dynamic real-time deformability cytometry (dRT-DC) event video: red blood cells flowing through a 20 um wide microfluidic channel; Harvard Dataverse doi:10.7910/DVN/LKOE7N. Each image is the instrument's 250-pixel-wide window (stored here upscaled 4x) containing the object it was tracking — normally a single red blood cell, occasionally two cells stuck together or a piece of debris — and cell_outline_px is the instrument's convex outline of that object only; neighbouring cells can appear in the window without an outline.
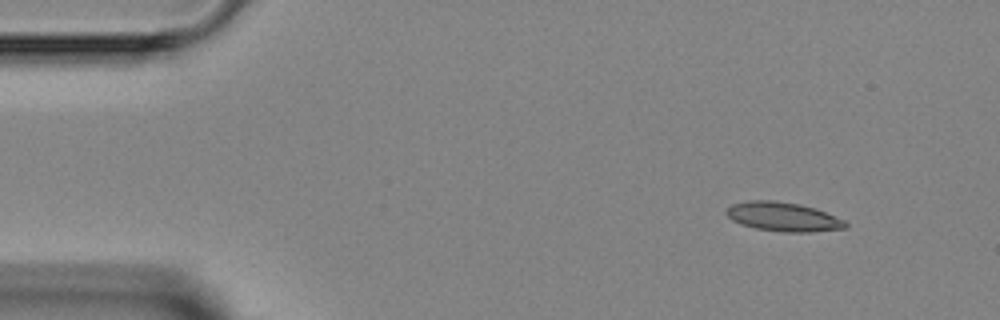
{"species": "Egyptian fruit bat (a non-hibernating species)", "species_latin": "Rousettus aegyptiacus", "temperature_condition": "room temperature", "stored_images_in_passage": 3, "camera_frame_rate_fps": 3000, "um_per_image_px": 0.085, "animal": {"sex": "female"}, "frame": {"image": 1, "passage_image": 1, "time_ms": 0.0, "image_size_px": [1000, 320], "cell_outline_px": [[848, 224], [844, 228], [812, 232], [784, 232], [756, 228], [740, 224], [732, 220], [724, 212], [732, 204], [748, 200], [776, 200], [800, 204], [816, 208], [844, 220]], "centroid_in_image_um": [66.55, 18.41], "position_along_channel_um": 18.5, "area_um2": 20.23}}